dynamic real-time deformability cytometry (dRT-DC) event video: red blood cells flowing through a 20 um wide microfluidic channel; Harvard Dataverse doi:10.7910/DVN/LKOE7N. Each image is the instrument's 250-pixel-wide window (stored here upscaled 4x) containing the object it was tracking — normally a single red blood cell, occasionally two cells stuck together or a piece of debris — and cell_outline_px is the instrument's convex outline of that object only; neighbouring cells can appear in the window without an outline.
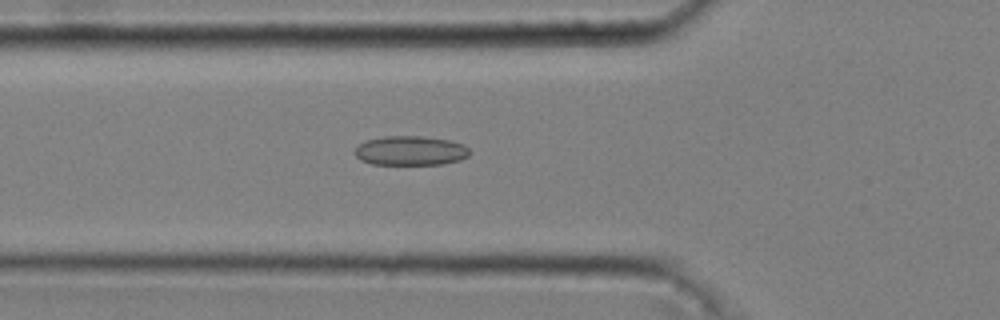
{"species": "common noctule bat (a hibernating species)", "species_latin": "Nyctalus noctula", "temperature_condition": "cold", "stored_images_in_passage": 51, "camera_frame_rate_fps": 3000, "um_per_image_px": 0.085, "animal": {"sex": "male", "body_mass_g": 20.4}, "frame": {"image": 1, "passage_image": 19, "time_ms": 6.0, "image_size_px": [1000, 320], "cell_outline_px": [[472, 152], [468, 156], [460, 160], [440, 164], [372, 164], [356, 156], [356, 148], [360, 144], [368, 140], [384, 136], [424, 136], [448, 140], [464, 144]], "centroid_in_image_um": [34.95, 12.8], "position_along_channel_um": 90.8, "area_um2": 19.48}}
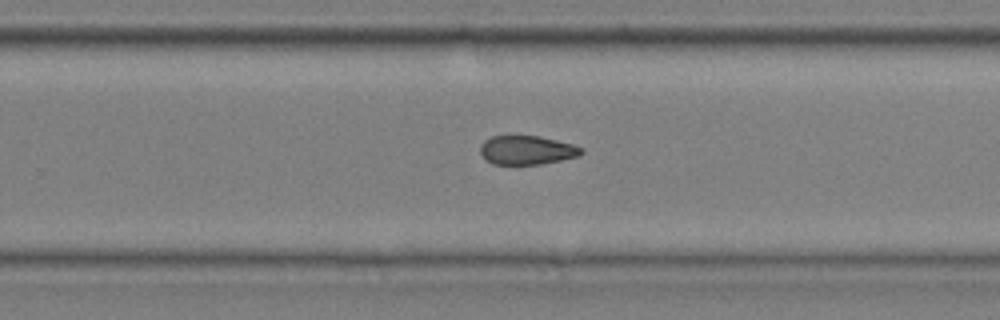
{"frame": {"image": 2, "passage_image": 35, "time_ms": 11.333, "image_size_px": [1000, 320], "cell_outline_px": [[584, 152], [580, 156], [540, 164], [492, 164], [484, 160], [480, 152], [480, 144], [484, 140], [492, 136], [540, 136], [572, 144], [584, 148]], "centroid_in_image_um": [44.77, 12.76], "position_along_channel_um": 285.0, "area_um2": 17.17}}
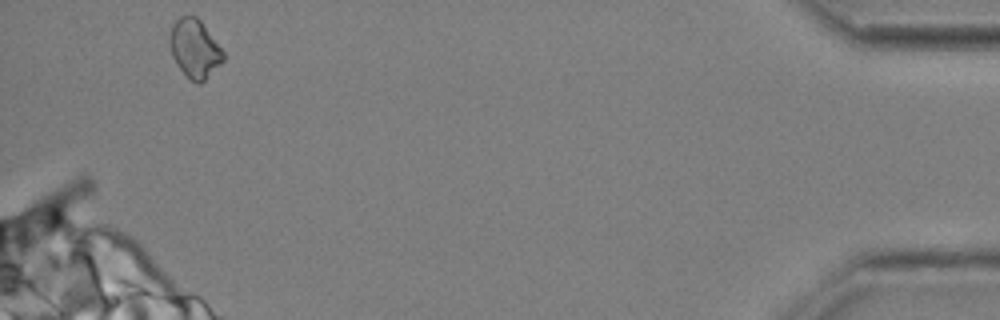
{"frame": {"image": 3, "passage_image": 51, "time_ms": 16.667, "image_size_px": [1000, 320], "cell_outline_px": [[224, 60], [200, 84], [196, 84], [176, 64], [172, 56], [168, 44], [168, 36], [172, 24], [180, 16], [196, 16], [200, 20], [224, 52]], "centroid_in_image_um": [16.51, 4.11], "position_along_channel_um": 418.7, "area_um2": 18.15}, "authors_computed_cell_mechanics": {"area_um2": 18.5538, "velocity_mm_per_s": 3.6357, "shape_relaxation_time_tau1_ms": null, "shape_relaxation_time_tau2_ms": 4.1838, "deformation_change_tau1": null, "deformation_change_tau2": 0.1009}}